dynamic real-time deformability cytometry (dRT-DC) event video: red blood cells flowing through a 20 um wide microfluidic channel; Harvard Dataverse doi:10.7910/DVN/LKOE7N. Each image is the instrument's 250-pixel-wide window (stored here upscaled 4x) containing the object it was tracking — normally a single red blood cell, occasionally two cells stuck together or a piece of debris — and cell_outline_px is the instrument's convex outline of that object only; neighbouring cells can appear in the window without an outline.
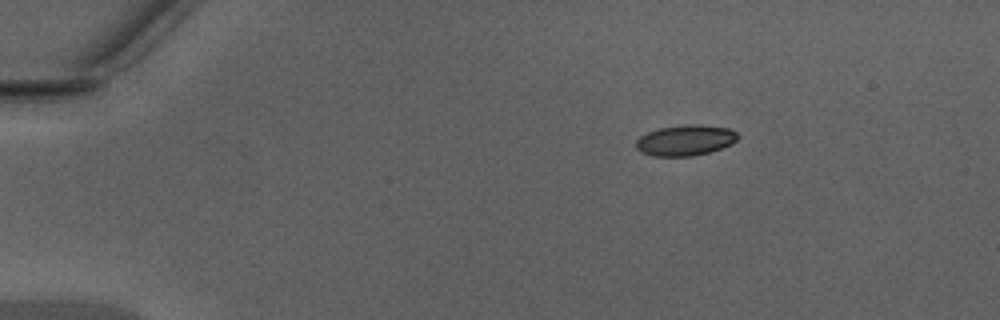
{"species": "Egyptian fruit bat (a non-hibernating species)", "species_latin": "Rousettus aegyptiacus", "temperature_condition": "warm", "stored_images_in_passage": 13, "camera_frame_rate_fps": 3000, "um_per_image_px": 0.085, "animal": {"sex": "male"}, "frame": {"image": 1, "passage_image": 1, "time_ms": 0.0, "image_size_px": [1000, 320], "cell_outline_px": [[740, 136], [732, 144], [708, 152], [692, 156], [652, 156], [640, 152], [636, 148], [636, 140], [640, 136], [648, 132], [660, 128], [684, 124], [700, 124], [728, 128], [736, 132]], "centroid_in_image_um": [58.25, 11.92], "position_along_channel_um": 26.8, "area_um2": 18.26}}
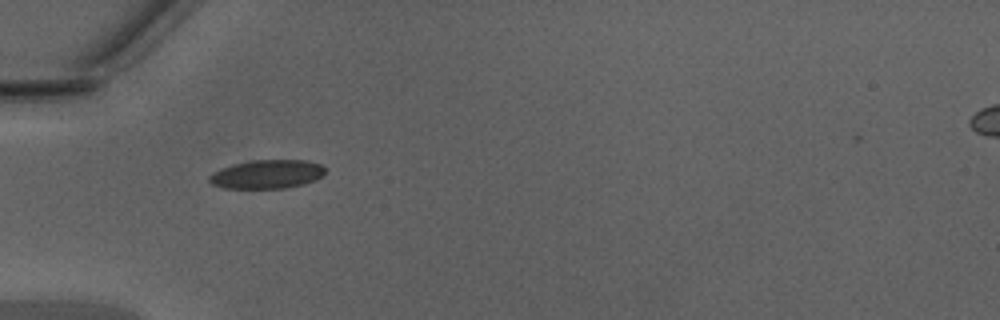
{"frame": {"image": 2, "passage_image": 9, "time_ms": 2.667, "image_size_px": [1000, 320], "cell_outline_px": [[324, 176], [316, 180], [284, 188], [224, 188], [212, 184], [208, 180], [208, 176], [212, 172], [232, 164], [252, 160], [304, 160], [320, 164], [324, 168]], "centroid_in_image_um": [22.67, 14.8], "position_along_channel_um": 62.3, "area_um2": 19.36}}
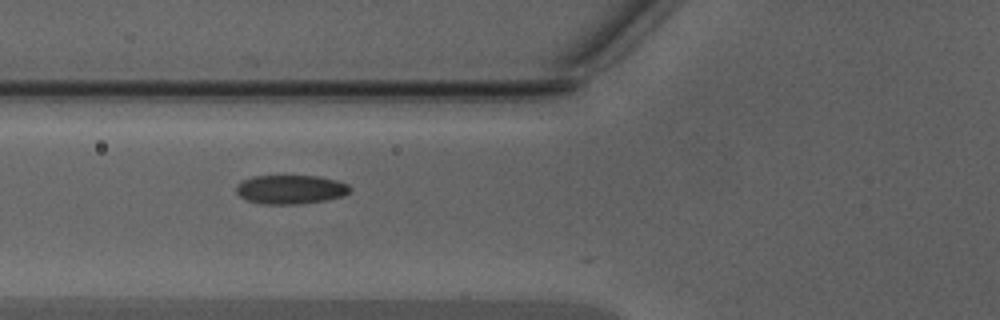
{"frame": {"image": 3, "passage_image": 12, "time_ms": 3.667, "image_size_px": [1000, 320], "cell_outline_px": [[352, 188], [344, 196], [324, 200], [296, 204], [264, 204], [248, 200], [240, 196], [236, 192], [236, 184], [240, 180], [252, 176], [320, 176], [336, 180], [348, 184]], "centroid_in_image_um": [24.68, 16.09], "position_along_channel_um": 101.1, "area_um2": 19.25}}